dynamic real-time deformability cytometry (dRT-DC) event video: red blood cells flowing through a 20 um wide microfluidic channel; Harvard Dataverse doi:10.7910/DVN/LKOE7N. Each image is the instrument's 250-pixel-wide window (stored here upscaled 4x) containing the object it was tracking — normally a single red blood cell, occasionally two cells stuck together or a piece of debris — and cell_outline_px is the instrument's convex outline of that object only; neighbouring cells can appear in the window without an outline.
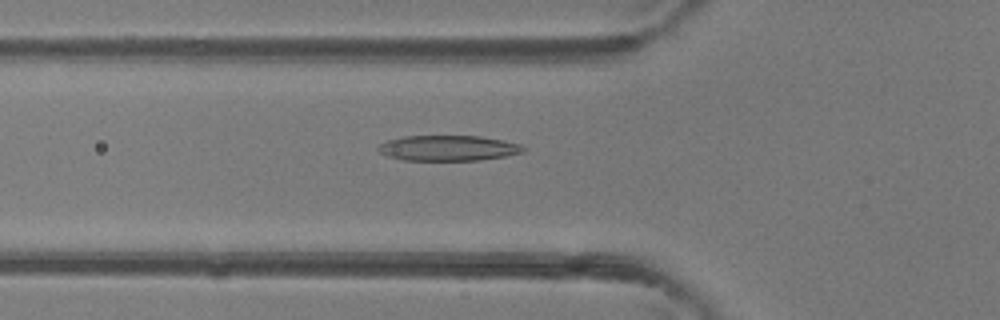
{"species": "common noctule bat (a hibernating species)", "species_latin": "Nyctalus noctula", "temperature_condition": "room temperature", "stored_images_in_passage": 40, "camera_frame_rate_fps": 3000, "um_per_image_px": 0.085, "animal": {"sex": "female"}, "frame": {"image": 1, "passage_image": 10, "time_ms": 3.0, "image_size_px": [1000, 320], "cell_outline_px": [[528, 148], [524, 152], [504, 156], [480, 160], [404, 160], [388, 156], [380, 152], [376, 148], [380, 144], [388, 140], [404, 136], [480, 136], [504, 140], [520, 144]], "centroid_in_image_um": [38.13, 12.58], "position_along_channel_um": 87.7, "area_um2": 21.5}}
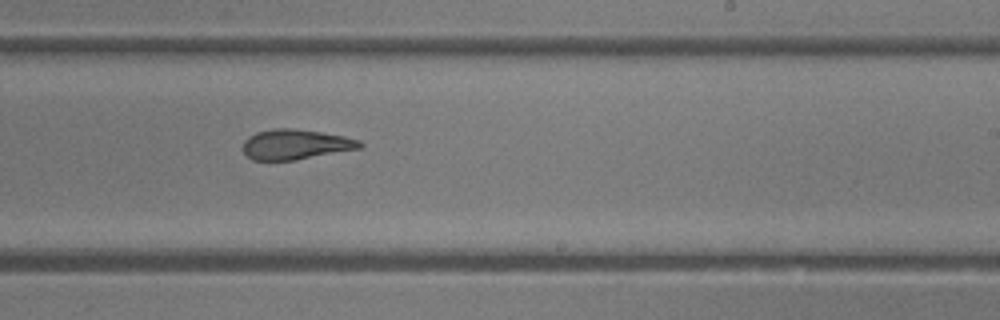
{"frame": {"image": 2, "passage_image": 22, "time_ms": 7.0, "image_size_px": [1000, 320], "cell_outline_px": [[364, 148], [296, 160], [252, 160], [244, 152], [244, 140], [248, 136], [256, 132], [272, 128], [292, 128], [320, 132], [344, 136], [360, 140], [364, 144]], "centroid_in_image_um": [25.16, 12.27], "position_along_channel_um": 263.8, "area_um2": 20.69}}
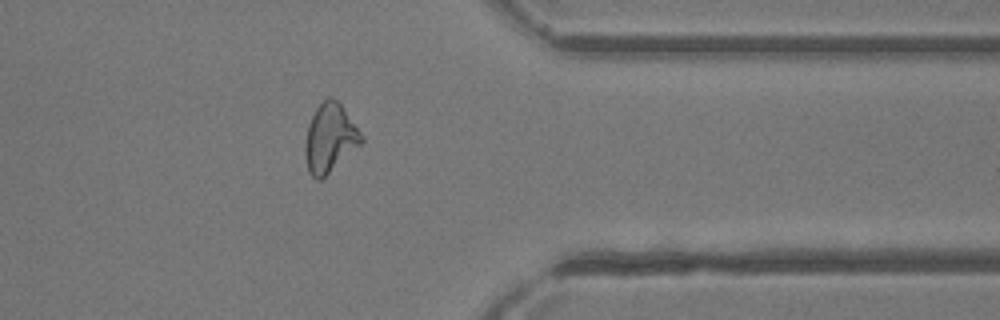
{"frame": {"image": 3, "passage_image": 31, "time_ms": 10.0, "image_size_px": [1000, 320], "cell_outline_px": [[364, 140], [360, 144], [320, 180], [316, 180], [308, 172], [304, 152], [304, 148], [308, 124], [316, 108], [328, 96], [332, 96], [340, 104], [364, 136]], "centroid_in_image_um": [28.02, 11.73], "position_along_channel_um": 383.4, "area_um2": 22.14}, "authors_computed_cell_mechanics": {"area_um2": 21.675, "velocity_mm_per_s": 4.3831, "shape_relaxation_time_tau1_ms": null, "shape_relaxation_time_tau2_ms": 1.8195, "deformation_change_tau1": null, "deformation_change_tau2": 0.1117}}